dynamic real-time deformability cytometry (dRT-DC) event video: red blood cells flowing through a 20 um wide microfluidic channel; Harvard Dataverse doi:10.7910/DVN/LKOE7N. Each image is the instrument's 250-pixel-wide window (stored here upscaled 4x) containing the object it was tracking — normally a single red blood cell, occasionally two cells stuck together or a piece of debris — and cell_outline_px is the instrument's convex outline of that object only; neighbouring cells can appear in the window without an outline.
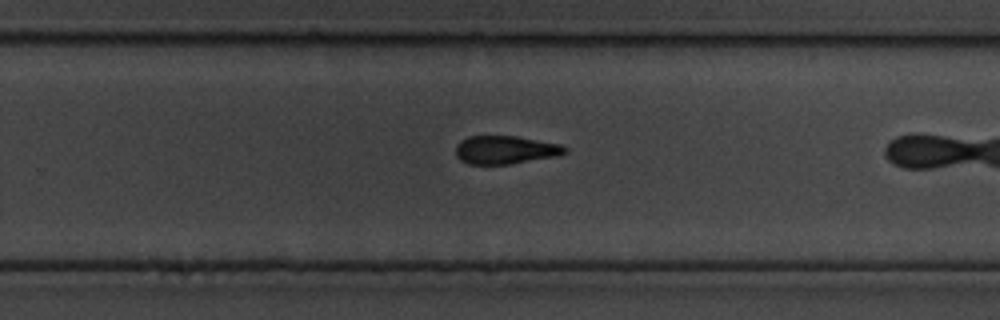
{"species": "common noctule bat (a hibernating species)", "species_latin": "Nyctalus noctula", "temperature_condition": "cold", "stored_images_in_passage": 34, "camera_frame_rate_fps": 3000, "um_per_image_px": 0.085, "animal": {"sex": "male", "body_mass_g": 19.5, "forearm_length_mm": 54.6}, "frame": {"image": 1, "passage_image": 27, "time_ms": 8.667, "image_size_px": [1000, 320], "cell_outline_px": [[568, 152], [560, 156], [508, 164], [468, 164], [460, 160], [456, 156], [456, 144], [460, 140], [468, 136], [516, 136], [560, 144], [568, 148]], "centroid_in_image_um": [42.96, 12.74], "position_along_channel_um": 286.8, "area_um2": 18.15}}
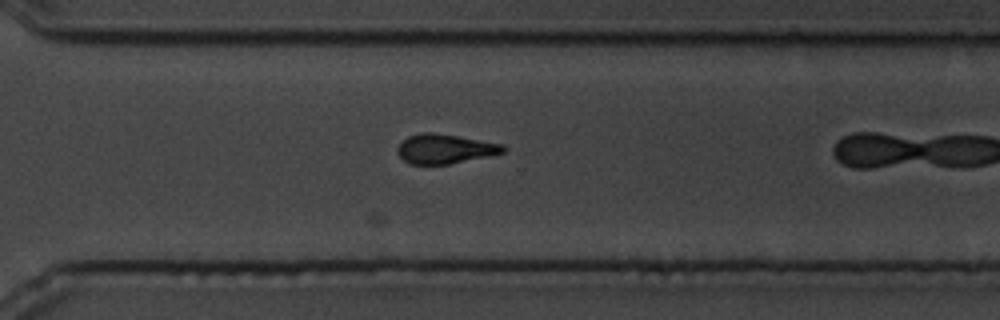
{"frame": {"image": 2, "passage_image": 33, "time_ms": 10.667, "image_size_px": [1000, 320], "cell_outline_px": [[508, 148], [504, 152], [488, 156], [448, 164], [408, 164], [396, 152], [396, 148], [408, 136], [424, 132], [432, 132], [504, 144]], "centroid_in_image_um": [37.81, 12.65], "position_along_channel_um": 332.8, "area_um2": 18.03}}